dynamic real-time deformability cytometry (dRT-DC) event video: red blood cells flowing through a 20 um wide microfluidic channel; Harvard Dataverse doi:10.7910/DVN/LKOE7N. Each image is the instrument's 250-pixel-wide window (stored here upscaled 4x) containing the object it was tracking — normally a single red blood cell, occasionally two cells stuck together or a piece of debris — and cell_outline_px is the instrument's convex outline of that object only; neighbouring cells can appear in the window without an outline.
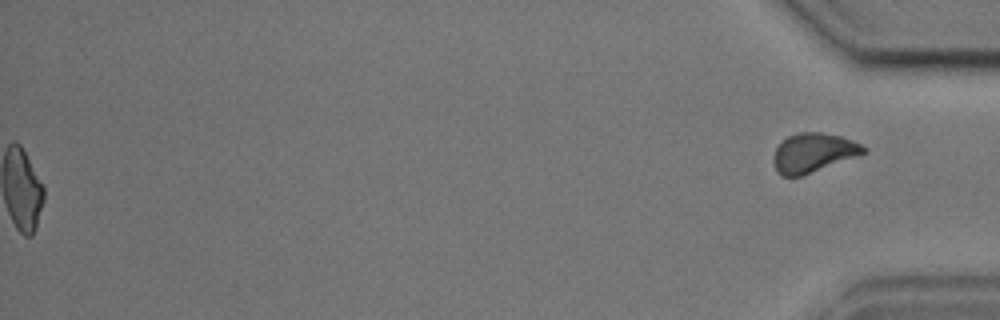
{"species": "common noctule bat (a hibernating species)", "species_latin": "Nyctalus noctula", "temperature_condition": "cold", "stored_images_in_passage": 54, "segment_of_instrument_passage": [2, 2], "camera_frame_rate_fps": 3000, "um_per_image_px": 0.085, "animal": {"sex": "male", "body_mass_g": 17.9, "forearm_length_mm": 54.2}, "frame": {"image": 1, "passage_image": 54, "time_ms": 17.667, "image_size_px": [1000, 320], "cell_outline_px": [[868, 152], [800, 176], [780, 176], [776, 172], [772, 160], [776, 148], [788, 136], [800, 132], [820, 132], [840, 136], [852, 140], [868, 148]], "centroid_in_image_um": [69.12, 12.98], "position_along_channel_um": 366.1, "area_um2": 20.4}}